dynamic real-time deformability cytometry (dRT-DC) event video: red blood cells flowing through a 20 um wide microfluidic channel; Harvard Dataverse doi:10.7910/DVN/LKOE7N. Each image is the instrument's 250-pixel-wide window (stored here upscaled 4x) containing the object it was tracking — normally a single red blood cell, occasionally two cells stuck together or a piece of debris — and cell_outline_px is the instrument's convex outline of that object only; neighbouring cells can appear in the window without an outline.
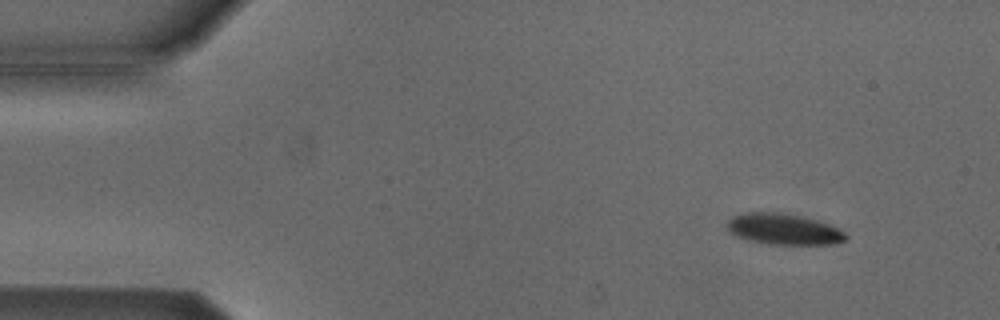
{"species": "Egyptian fruit bat (a non-hibernating species)", "species_latin": "Rousettus aegyptiacus", "temperature_condition": "cold", "stored_images_in_passage": 49, "camera_frame_rate_fps": 3000, "um_per_image_px": 0.085, "animal": {"sex": "male"}, "frame": {"image": 1, "passage_image": 1, "time_ms": 0.0, "image_size_px": [1000, 320], "cell_outline_px": [[848, 236], [844, 240], [836, 244], [768, 244], [748, 240], [736, 236], [724, 224], [732, 216], [748, 212], [776, 212], [800, 216], [816, 220], [828, 224], [844, 232]], "centroid_in_image_um": [66.58, 19.48], "position_along_channel_um": 18.4, "area_um2": 21.27}}
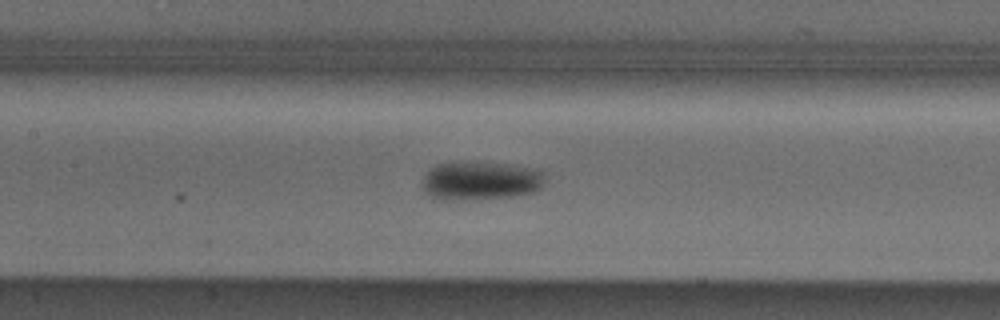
{"frame": {"image": 2, "passage_image": 20, "time_ms": 6.333, "image_size_px": [1000, 320], "cell_outline_px": [[544, 180], [540, 188], [536, 192], [512, 196], [432, 196], [424, 192], [420, 184], [424, 172], [436, 164], [456, 160], [508, 164], [528, 168], [544, 172]], "centroid_in_image_um": [40.82, 15.26], "position_along_channel_um": 166.6, "area_um2": 26.76}}
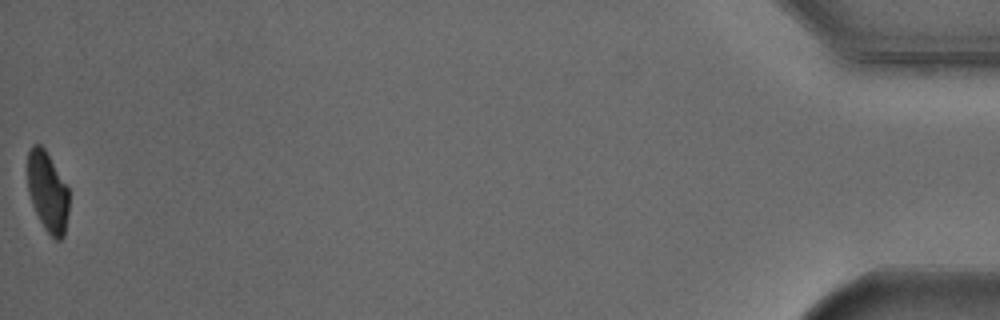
{"frame": {"image": 3, "passage_image": 49, "time_ms": 16.0, "image_size_px": [1000, 320], "cell_outline_px": [[68, 212], [64, 236], [60, 240], [56, 240], [44, 228], [32, 204], [28, 192], [28, 152], [32, 144], [40, 144], [44, 148], [68, 188]], "centroid_in_image_um": [4.04, 16.31], "position_along_channel_um": 431.2, "area_um2": 19.07}, "authors_computed_cell_mechanics": {"area_um2": 23.0622, "velocity_mm_per_s": 3.8156, "shape_relaxation_time_tau1_ms": 1.8684, "shape_relaxation_time_tau2_ms": null, "deformation_change_tau1": 0.1053, "deformation_change_tau2": null}}